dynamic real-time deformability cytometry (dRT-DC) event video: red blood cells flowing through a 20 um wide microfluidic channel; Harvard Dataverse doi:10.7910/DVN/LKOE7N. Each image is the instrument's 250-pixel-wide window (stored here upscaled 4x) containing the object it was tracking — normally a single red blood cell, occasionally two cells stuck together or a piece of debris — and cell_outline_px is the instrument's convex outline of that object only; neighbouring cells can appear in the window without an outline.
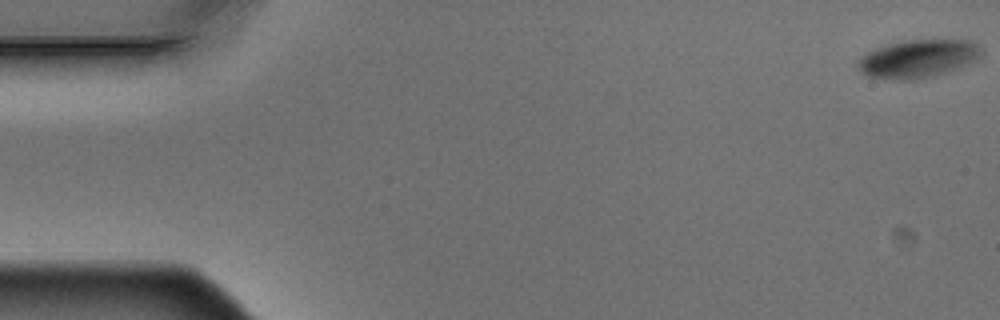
{"species": "Egyptian fruit bat (a non-hibernating species)", "species_latin": "Rousettus aegyptiacus", "temperature_condition": "warm", "stored_images_in_passage": 6, "camera_frame_rate_fps": 3000, "um_per_image_px": 0.085, "animal": {"sex": "male"}, "frame": {"image": 1, "passage_image": 1, "time_ms": 0.0, "image_size_px": [1000, 320], "cell_outline_px": [[984, 52], [980, 60], [932, 76], [912, 80], [884, 80], [868, 76], [856, 64], [868, 52], [876, 48], [888, 44], [904, 40], [972, 40], [980, 44]], "centroid_in_image_um": [78.11, 4.98], "position_along_channel_um": 6.9, "area_um2": 27.51}}
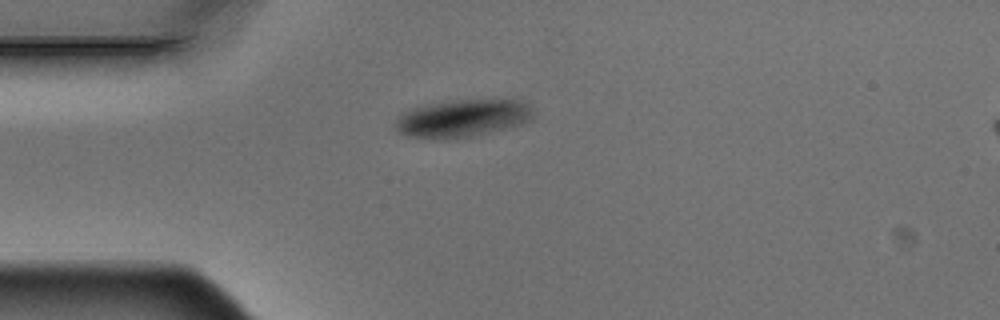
{"frame": {"image": 2, "passage_image": 4, "time_ms": 1.0, "image_size_px": [1000, 320], "cell_outline_px": [[532, 120], [524, 124], [512, 128], [480, 136], [412, 136], [400, 132], [396, 128], [396, 120], [404, 112], [412, 108], [428, 104], [460, 100], [520, 100], [528, 104], [532, 108]], "centroid_in_image_um": [39.45, 10.03], "position_along_channel_um": 45.5, "area_um2": 29.48}}
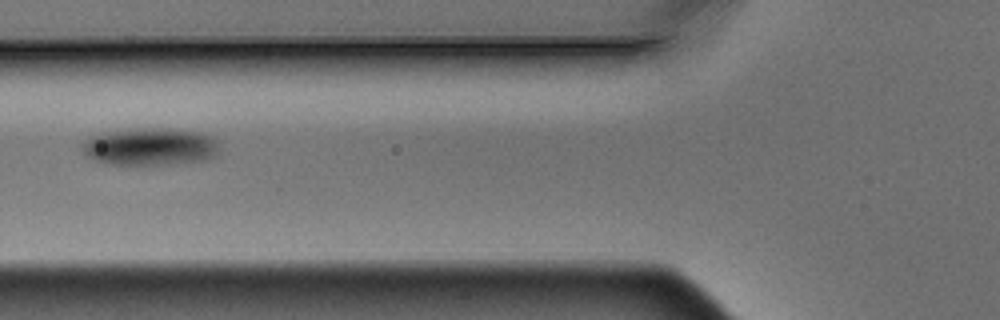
{"frame": {"image": 3, "passage_image": 6, "time_ms": 1.667, "image_size_px": [1000, 320], "cell_outline_px": [[216, 156], [204, 160], [168, 164], [112, 164], [96, 160], [84, 156], [80, 148], [80, 144], [88, 136], [96, 132], [128, 128], [168, 128], [204, 132], [212, 136], [216, 140]], "centroid_in_image_um": [12.66, 12.43], "position_along_channel_um": 113.1, "area_um2": 30.58}}